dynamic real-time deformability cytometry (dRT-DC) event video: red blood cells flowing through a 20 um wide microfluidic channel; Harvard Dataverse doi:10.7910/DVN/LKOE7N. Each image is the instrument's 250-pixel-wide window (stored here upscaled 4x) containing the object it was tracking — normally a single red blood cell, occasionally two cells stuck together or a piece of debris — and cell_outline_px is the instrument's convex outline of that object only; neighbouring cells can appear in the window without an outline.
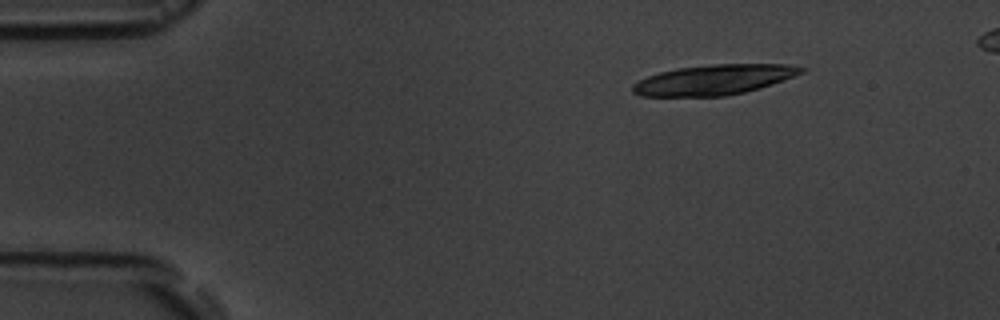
{"species": "common noctule bat (a hibernating species)", "species_latin": "Nyctalus noctula", "temperature_condition": "room temperature", "stored_images_in_passage": 17, "camera_frame_rate_fps": 3000, "um_per_image_px": 0.085, "animal": {"sex": "male", "body_mass_g": 19.5, "forearm_length_mm": 54.6}, "frame": {"image": 1, "passage_image": 3, "time_ms": 2.333, "image_size_px": [1000, 320], "cell_outline_px": [[808, 68], [804, 72], [772, 84], [760, 88], [744, 92], [724, 96], [640, 96], [632, 92], [632, 84], [648, 76], [660, 72], [676, 68], [716, 64], [788, 64]], "centroid_in_image_um": [60.69, 6.77], "position_along_channel_um": 24.3, "area_um2": 29.54}}
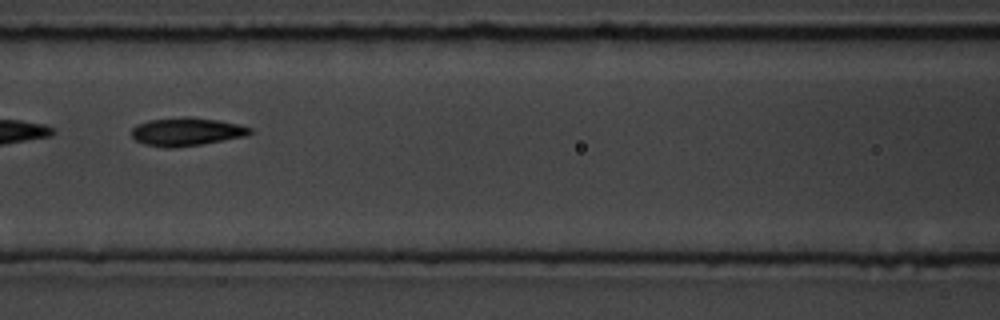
{"frame": {"image": 2, "passage_image": 8, "time_ms": 8.0, "image_size_px": [1000, 320], "cell_outline_px": [[252, 132], [244, 136], [204, 144], [176, 148], [164, 148], [144, 144], [136, 140], [132, 136], [132, 128], [136, 124], [148, 120], [184, 116], [192, 116], [220, 120], [240, 124], [252, 128]], "centroid_in_image_um": [15.85, 11.19], "position_along_channel_um": 150.8, "area_um2": 19.83}}
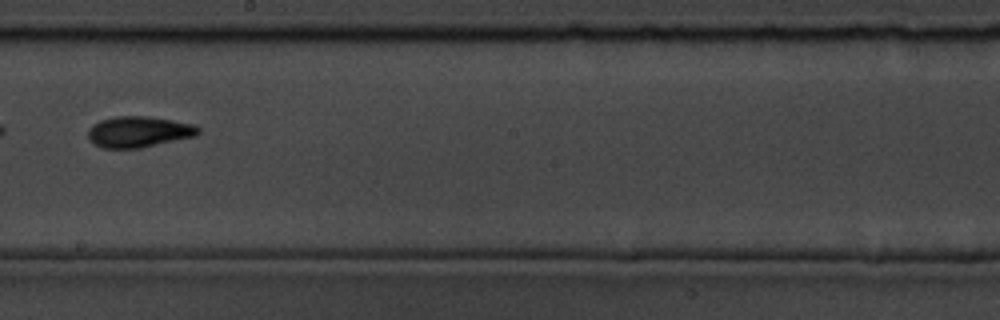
{"frame": {"image": 3, "passage_image": 10, "time_ms": 10.333, "image_size_px": [1000, 320], "cell_outline_px": [[200, 132], [196, 136], [140, 148], [104, 148], [96, 144], [88, 136], [88, 128], [92, 124], [100, 120], [116, 116], [148, 116], [172, 120], [192, 124], [200, 128]], "centroid_in_image_um": [11.8, 11.19], "position_along_channel_um": 236.4, "area_um2": 19.83}, "authors_computed_cell_mechanics": {"area_um2": 19.8254, "velocity_mm_per_s": 3.6932, "shape_relaxation_time_tau1_ms": 1.6943, "shape_relaxation_time_tau2_ms": 3.0653, "deformation_change_tau1": 0.1147, "deformation_change_tau2": 0.0773}}